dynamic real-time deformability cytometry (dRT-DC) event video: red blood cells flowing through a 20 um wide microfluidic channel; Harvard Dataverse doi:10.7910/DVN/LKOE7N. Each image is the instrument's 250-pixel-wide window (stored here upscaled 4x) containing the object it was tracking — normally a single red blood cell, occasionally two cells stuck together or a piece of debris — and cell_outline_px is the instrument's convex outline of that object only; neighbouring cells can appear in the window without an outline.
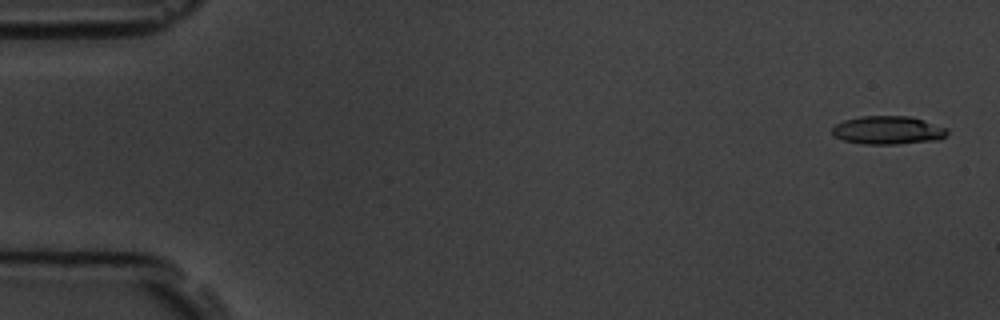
{"species": "common noctule bat (a hibernating species)", "species_latin": "Nyctalus noctula", "temperature_condition": "room temperature", "stored_images_in_passage": 5, "camera_frame_rate_fps": 3000, "um_per_image_px": 0.085, "animal": {"sex": "male", "body_mass_g": 19.5, "forearm_length_mm": 54.6}, "frame": {"image": 1, "passage_image": 1, "time_ms": 0.0, "image_size_px": [1000, 320], "cell_outline_px": [[948, 136], [940, 140], [896, 144], [864, 144], [844, 140], [836, 136], [832, 132], [832, 128], [836, 124], [844, 120], [860, 116], [908, 116], [924, 120], [948, 128]], "centroid_in_image_um": [75.53, 11.07], "position_along_channel_um": 9.5, "area_um2": 19.07}}